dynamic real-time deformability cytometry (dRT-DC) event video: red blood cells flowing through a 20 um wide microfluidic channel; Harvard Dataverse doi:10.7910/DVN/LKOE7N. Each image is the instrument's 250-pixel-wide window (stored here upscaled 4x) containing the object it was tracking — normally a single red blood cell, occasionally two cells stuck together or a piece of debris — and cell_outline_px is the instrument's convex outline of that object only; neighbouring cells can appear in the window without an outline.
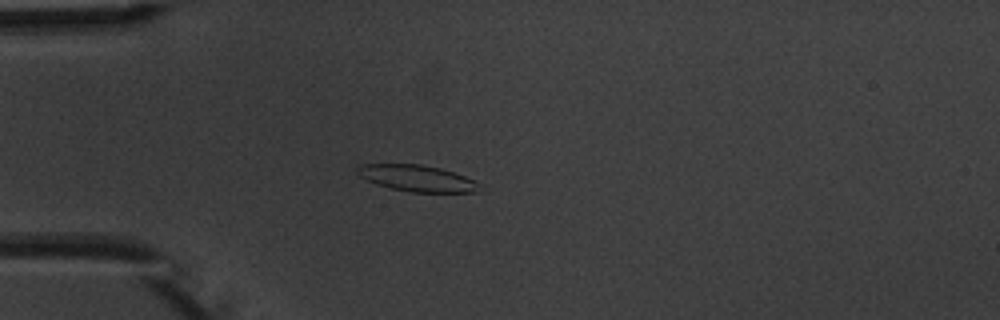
{"species": "common noctule bat (a hibernating species)", "species_latin": "Nyctalus noctula", "temperature_condition": "warm", "stored_images_in_passage": 5, "camera_frame_rate_fps": 3000, "um_per_image_px": 0.085, "animal": {"sex": "male", "body_mass_g": 20.1, "forearm_length_mm": 53.5}, "frame": {"image": 1, "passage_image": 5, "time_ms": 4.667, "image_size_px": [1000, 320], "cell_outline_px": [[476, 192], [412, 192], [388, 188], [368, 180], [360, 176], [356, 172], [356, 168], [360, 164], [424, 164], [440, 168], [464, 176], [472, 180]], "centroid_in_image_um": [35.32, 15.13], "position_along_channel_um": 49.7, "area_um2": 18.32}}